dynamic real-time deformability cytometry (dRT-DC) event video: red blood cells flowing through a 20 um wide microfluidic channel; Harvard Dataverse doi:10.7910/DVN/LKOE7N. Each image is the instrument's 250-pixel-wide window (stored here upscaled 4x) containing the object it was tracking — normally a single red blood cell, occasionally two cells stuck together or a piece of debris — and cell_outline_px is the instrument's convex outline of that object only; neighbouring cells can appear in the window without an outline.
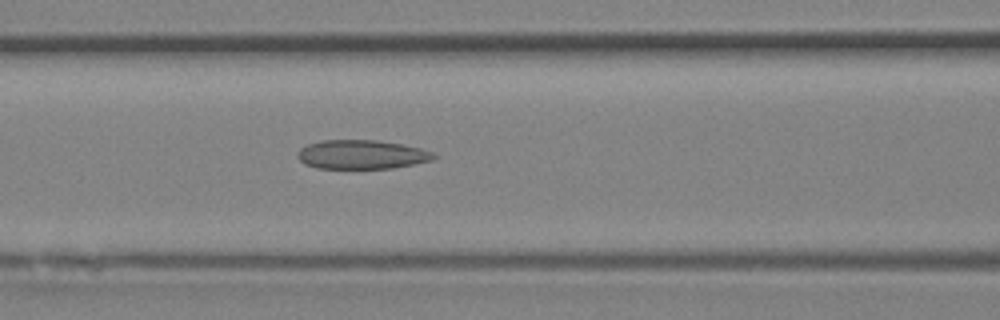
{"species": "Egyptian fruit bat (a non-hibernating species)", "species_latin": "Rousettus aegyptiacus", "temperature_condition": "room temperature", "stored_images_in_passage": 34, "camera_frame_rate_fps": 3000, "um_per_image_px": 0.085, "animal": {"sex": "female"}, "frame": {"image": 1, "passage_image": 14, "time_ms": 4.333, "image_size_px": [1000, 320], "cell_outline_px": [[436, 156], [432, 160], [392, 168], [316, 168], [304, 164], [296, 156], [296, 152], [300, 148], [308, 144], [320, 140], [376, 140], [400, 144], [420, 148], [432, 152]], "centroid_in_image_um": [30.68, 13.13], "position_along_channel_um": 135.9, "area_um2": 22.95}}
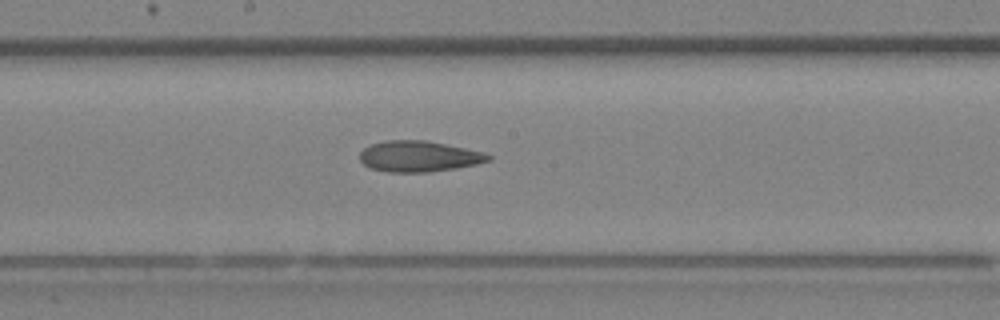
{"frame": {"image": 2, "passage_image": 18, "time_ms": 5.667, "image_size_px": [1000, 320], "cell_outline_px": [[492, 160], [476, 164], [456, 168], [428, 172], [388, 172], [368, 168], [360, 160], [360, 152], [364, 148], [372, 144], [384, 140], [424, 140], [484, 152], [492, 156]], "centroid_in_image_um": [35.59, 13.29], "position_along_channel_um": 212.6, "area_um2": 23.12}}
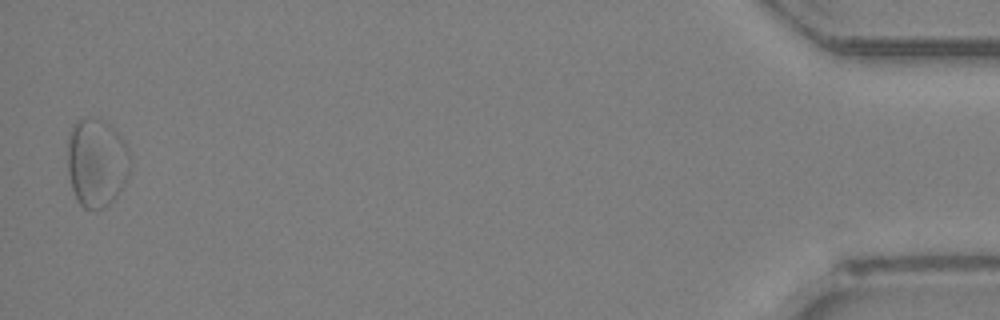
{"frame": {"image": 3, "passage_image": 34, "time_ms": 11.0, "image_size_px": [1000, 320], "cell_outline_px": [[132, 172], [116, 196], [104, 208], [84, 208], [76, 200], [72, 188], [68, 172], [68, 136], [72, 124], [76, 120], [100, 120], [108, 124], [124, 140], [128, 148], [132, 160]], "centroid_in_image_um": [8.24, 13.84], "position_along_channel_um": 427.0, "area_um2": 32.43}}